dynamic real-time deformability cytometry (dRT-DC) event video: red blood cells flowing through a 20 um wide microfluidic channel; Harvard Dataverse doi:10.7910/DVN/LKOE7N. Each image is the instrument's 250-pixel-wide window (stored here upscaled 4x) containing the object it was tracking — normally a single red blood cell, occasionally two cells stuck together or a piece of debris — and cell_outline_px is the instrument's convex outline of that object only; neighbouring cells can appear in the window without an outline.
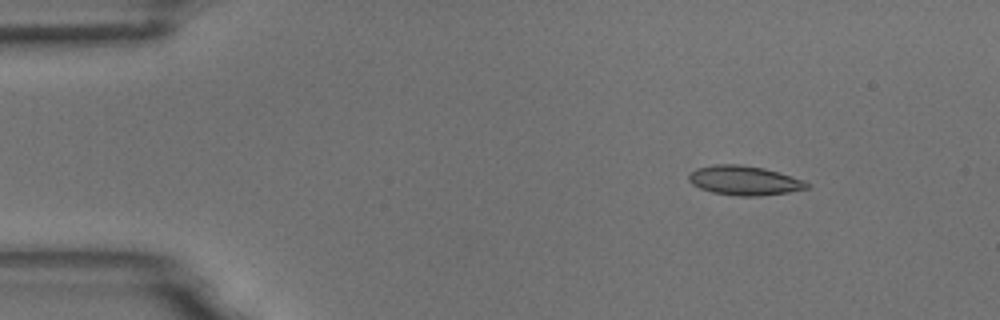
{"species": "common noctule bat (a hibernating species)", "species_latin": "Nyctalus noctula", "temperature_condition": "room temperature", "stored_images_in_passage": 8, "camera_frame_rate_fps": 3000, "um_per_image_px": 0.085, "animal": {"sex": "male", "body_mass_g": 18.8}, "frame": {"image": 1, "passage_image": 2, "time_ms": 0.333, "image_size_px": [1000, 320], "cell_outline_px": [[808, 188], [788, 192], [760, 196], [736, 196], [712, 192], [700, 188], [692, 184], [688, 180], [688, 176], [696, 168], [712, 164], [740, 164], [764, 168], [780, 172], [804, 180], [808, 184]], "centroid_in_image_um": [63.25, 15.33], "position_along_channel_um": 21.7, "area_um2": 20.29}}
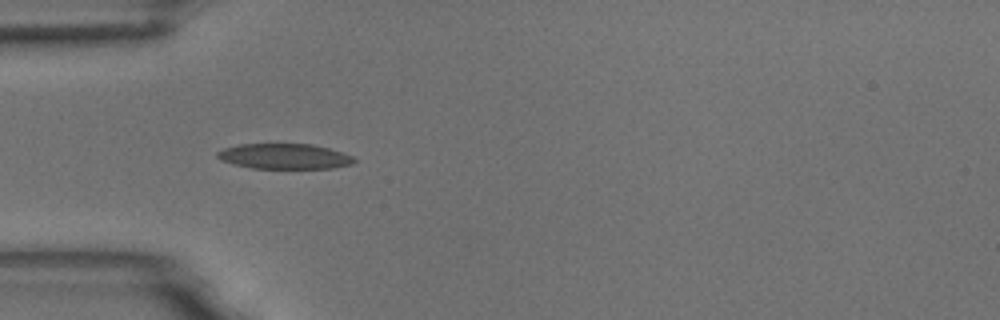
{"frame": {"image": 2, "passage_image": 5, "time_ms": 1.333, "image_size_px": [1000, 320], "cell_outline_px": [[356, 160], [352, 164], [332, 168], [252, 168], [220, 160], [216, 156], [216, 152], [224, 148], [240, 144], [312, 144], [328, 148], [352, 156]], "centroid_in_image_um": [24.16, 13.28], "position_along_channel_um": 60.8, "area_um2": 20.0}}